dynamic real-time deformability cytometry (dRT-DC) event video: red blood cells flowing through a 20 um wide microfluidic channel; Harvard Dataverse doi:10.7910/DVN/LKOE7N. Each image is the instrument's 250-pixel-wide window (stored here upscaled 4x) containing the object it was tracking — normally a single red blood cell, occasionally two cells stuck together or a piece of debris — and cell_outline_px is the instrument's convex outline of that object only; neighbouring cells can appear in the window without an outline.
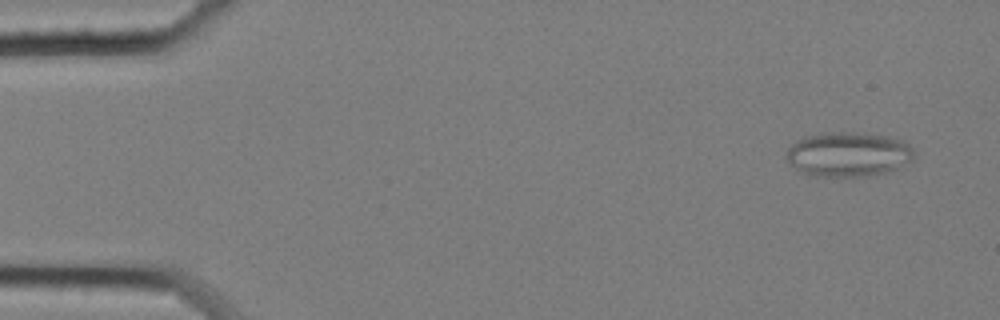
{"species": "common noctule bat (a hibernating species)", "species_latin": "Nyctalus noctula", "temperature_condition": "cold", "stored_images_in_passage": 56, "camera_frame_rate_fps": 3000, "um_per_image_px": 0.085, "animal": {"sex": "female", "body_mass_g": 25.1}, "frame": {"image": 1, "passage_image": 3, "time_ms": 0.667, "image_size_px": [1000, 320], "cell_outline_px": [[916, 156], [912, 160], [896, 168], [884, 172], [864, 176], [816, 176], [804, 172], [788, 164], [784, 156], [788, 148], [796, 140], [804, 136], [820, 132], [856, 132], [888, 136], [904, 140], [912, 148]], "centroid_in_image_um": [72.08, 13.09], "position_along_channel_um": 12.9, "area_um2": 33.41}}
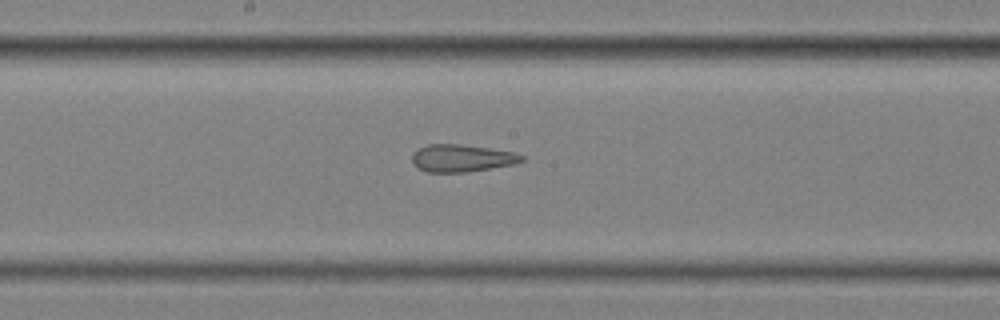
{"frame": {"image": 2, "passage_image": 30, "time_ms": 9.667, "image_size_px": [1000, 320], "cell_outline_px": [[524, 160], [516, 164], [468, 172], [428, 172], [416, 168], [412, 160], [412, 156], [420, 148], [428, 144], [460, 144], [488, 148], [512, 152], [524, 156]], "centroid_in_image_um": [39.26, 13.45], "position_along_channel_um": 208.9, "area_um2": 17.4}}
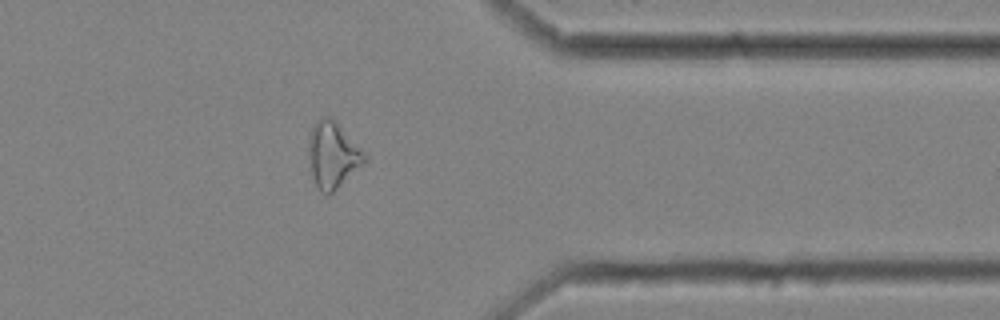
{"frame": {"image": 3, "passage_image": 46, "time_ms": 15.0, "image_size_px": [1000, 320], "cell_outline_px": [[368, 156], [328, 196], [324, 196], [320, 192], [312, 176], [308, 144], [308, 136], [312, 128], [324, 116], [332, 120]], "centroid_in_image_um": [28.22, 13.21], "position_along_channel_um": 383.2, "area_um2": 20.29}, "authors_computed_cell_mechanics": {"area_um2": 21.5305, "velocity_mm_per_s": 3.4649, "shape_relaxation_time_tau1_ms": null, "shape_relaxation_time_tau2_ms": 1.8222, "deformation_change_tau1": null, "deformation_change_tau2": 0.1235}}